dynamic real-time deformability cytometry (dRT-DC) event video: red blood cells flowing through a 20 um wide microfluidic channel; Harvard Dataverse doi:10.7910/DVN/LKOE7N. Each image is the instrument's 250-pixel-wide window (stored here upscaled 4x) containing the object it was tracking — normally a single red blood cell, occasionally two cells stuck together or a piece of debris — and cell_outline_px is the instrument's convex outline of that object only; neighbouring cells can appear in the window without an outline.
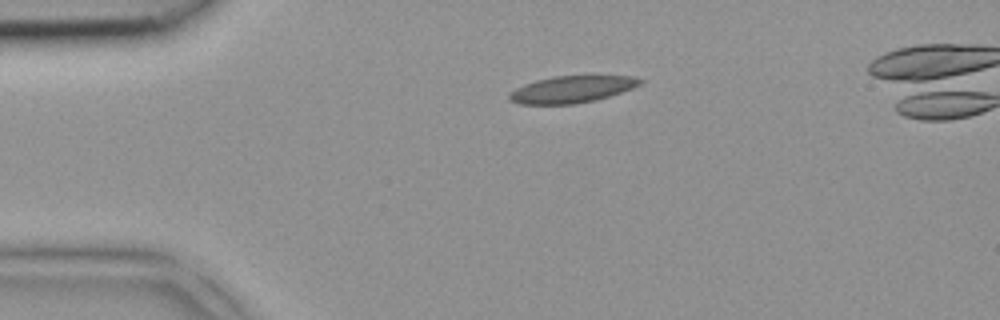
{"species": "common noctule bat (a hibernating species)", "species_latin": "Nyctalus noctula", "temperature_condition": "room temperature", "stored_images_in_passage": 3, "camera_frame_rate_fps": 3000, "um_per_image_px": 0.085, "animal": {"sex": "female", "body_mass_g": 18.4}, "frame": {"image": 1, "passage_image": 1, "time_ms": 0.0, "image_size_px": [1000, 320], "cell_outline_px": [[644, 84], [596, 100], [576, 104], [520, 104], [508, 100], [508, 96], [516, 88], [524, 84], [536, 80], [556, 76], [592, 72], [632, 76], [644, 80]], "centroid_in_image_um": [48.71, 7.53], "position_along_channel_um": 36.3, "area_um2": 21.5}}